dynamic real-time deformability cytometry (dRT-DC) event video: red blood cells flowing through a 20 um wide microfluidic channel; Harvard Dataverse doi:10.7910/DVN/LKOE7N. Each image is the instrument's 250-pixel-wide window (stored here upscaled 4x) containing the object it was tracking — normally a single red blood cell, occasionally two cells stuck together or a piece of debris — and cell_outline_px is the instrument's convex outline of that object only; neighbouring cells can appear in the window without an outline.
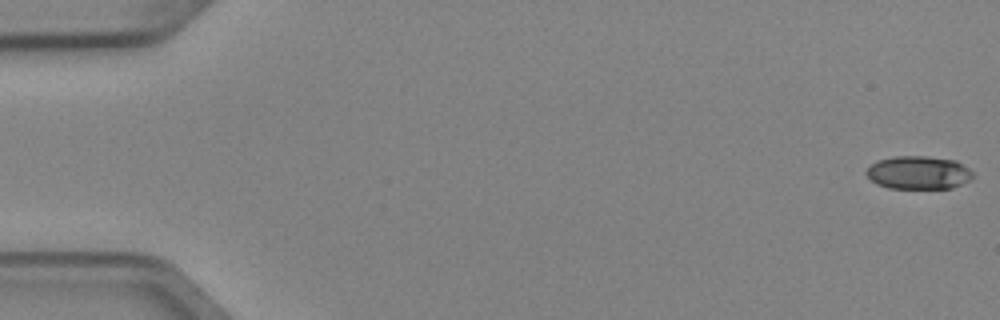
{"species": "Egyptian fruit bat (a non-hibernating species)", "species_latin": "Rousettus aegyptiacus", "temperature_condition": "cold", "stored_images_in_passage": 5, "camera_frame_rate_fps": 3000, "um_per_image_px": 0.085, "animal": {"sex": "female"}, "frame": {"image": 1, "passage_image": 1, "time_ms": 0.0, "image_size_px": [1000, 320], "cell_outline_px": [[972, 176], [968, 180], [952, 188], [888, 188], [876, 184], [864, 172], [876, 160], [892, 156], [928, 156], [956, 160], [968, 168], [972, 172]], "centroid_in_image_um": [78.03, 14.66], "position_along_channel_um": 7.0, "area_um2": 20.58}}
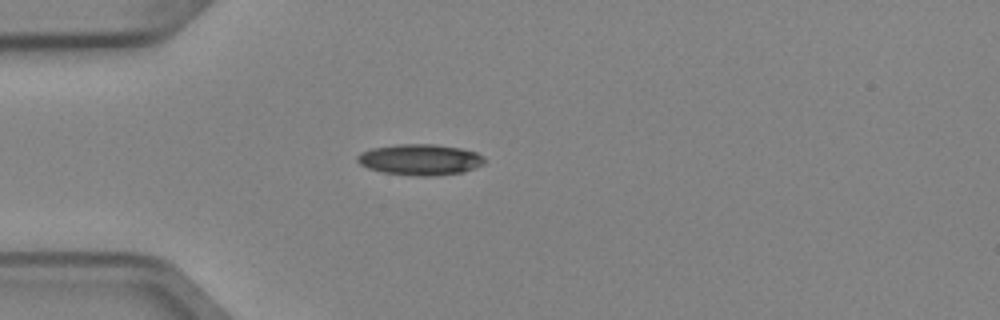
{"frame": {"image": 2, "passage_image": 5, "time_ms": 1.333, "image_size_px": [1000, 320], "cell_outline_px": [[484, 164], [476, 168], [464, 172], [432, 176], [416, 176], [384, 172], [368, 168], [360, 164], [356, 160], [356, 156], [360, 152], [372, 148], [400, 144], [436, 144], [460, 148], [476, 152], [484, 156]], "centroid_in_image_um": [35.72, 13.57], "position_along_channel_um": 49.3, "area_um2": 23.06}}